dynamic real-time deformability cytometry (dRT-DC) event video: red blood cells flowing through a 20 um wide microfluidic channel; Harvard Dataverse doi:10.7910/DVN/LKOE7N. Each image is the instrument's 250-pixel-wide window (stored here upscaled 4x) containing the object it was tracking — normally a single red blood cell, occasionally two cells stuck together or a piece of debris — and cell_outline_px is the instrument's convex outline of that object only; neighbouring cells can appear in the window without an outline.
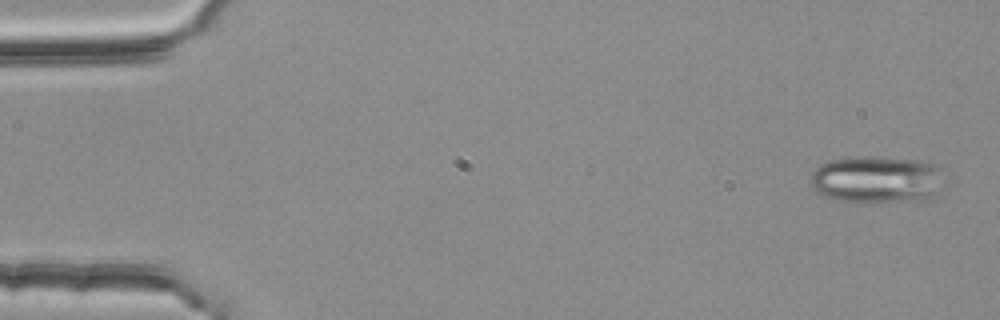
{"species": "common noctule bat (a hibernating species)", "species_latin": "Nyctalus noctula", "temperature_condition": "room temperature", "stored_images_in_passage": 4, "camera_frame_rate_fps": 3000, "um_per_image_px": 0.085, "animal": {"sex": "female", "body_mass_g": 25.1}, "frame": {"image": 1, "passage_image": 1, "time_ms": 0.0, "image_size_px": [1000, 320], "cell_outline_px": [[944, 168], [932, 200], [876, 204], [860, 204], [836, 200], [824, 196], [816, 192], [812, 188], [812, 172], [820, 164], [828, 160], [856, 156], [868, 156], [920, 160], [936, 164]], "centroid_in_image_um": [74.52, 15.29], "position_along_channel_um": 10.5, "area_um2": 37.92}}